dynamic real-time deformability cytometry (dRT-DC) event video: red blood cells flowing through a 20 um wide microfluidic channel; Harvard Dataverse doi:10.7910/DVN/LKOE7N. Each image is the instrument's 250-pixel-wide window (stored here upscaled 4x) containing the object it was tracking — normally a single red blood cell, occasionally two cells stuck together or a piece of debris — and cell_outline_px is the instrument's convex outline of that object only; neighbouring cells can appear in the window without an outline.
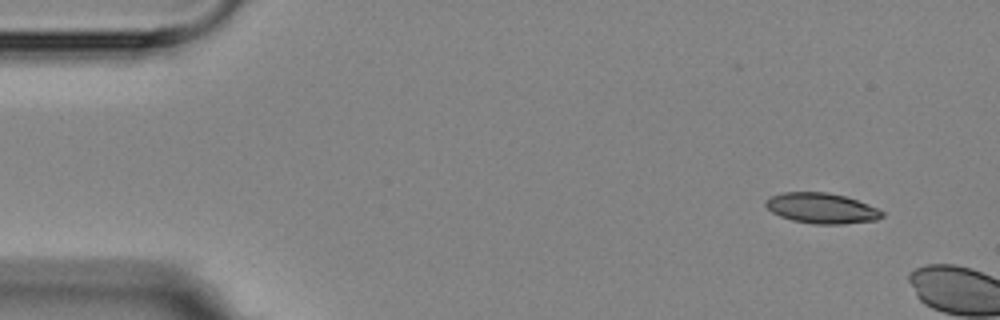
{"species": "Egyptian fruit bat (a non-hibernating species)", "species_latin": "Rousettus aegyptiacus", "temperature_condition": "room temperature", "stored_images_in_passage": 2, "camera_frame_rate_fps": 3000, "um_per_image_px": 0.085, "animal": {"sex": "female"}, "frame": {"image": 1, "passage_image": 1, "time_ms": 0.0, "image_size_px": [1000, 320], "cell_outline_px": [[884, 216], [876, 220], [840, 224], [816, 224], [792, 220], [780, 216], [772, 212], [764, 204], [768, 196], [780, 192], [828, 192], [844, 196], [856, 200], [876, 208], [884, 212]], "centroid_in_image_um": [69.79, 17.69], "position_along_channel_um": 15.2, "area_um2": 20.58}}